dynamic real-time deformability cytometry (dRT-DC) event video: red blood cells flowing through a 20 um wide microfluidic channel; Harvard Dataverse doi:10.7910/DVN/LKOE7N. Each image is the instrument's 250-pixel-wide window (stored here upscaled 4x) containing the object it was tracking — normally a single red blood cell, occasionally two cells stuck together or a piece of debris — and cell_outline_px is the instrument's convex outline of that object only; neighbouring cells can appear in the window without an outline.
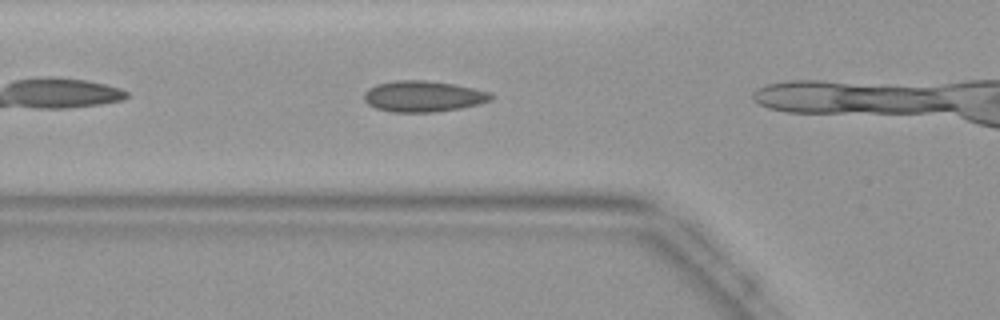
{"species": "common noctule bat (a hibernating species)", "species_latin": "Nyctalus noctula", "temperature_condition": "warm", "stored_images_in_passage": 7, "camera_frame_rate_fps": 3000, "um_per_image_px": 0.085, "animal": {"sex": "female", "body_mass_g": 19.9}, "frame": {"image": 1, "passage_image": 4, "time_ms": 1.0, "image_size_px": [1000, 320], "cell_outline_px": [[496, 96], [492, 100], [460, 108], [436, 112], [392, 112], [376, 108], [368, 104], [364, 100], [364, 92], [368, 88], [376, 84], [396, 80], [424, 80], [452, 84], [472, 88], [488, 92]], "centroid_in_image_um": [35.94, 8.19], "position_along_channel_um": 89.9, "area_um2": 22.89}}